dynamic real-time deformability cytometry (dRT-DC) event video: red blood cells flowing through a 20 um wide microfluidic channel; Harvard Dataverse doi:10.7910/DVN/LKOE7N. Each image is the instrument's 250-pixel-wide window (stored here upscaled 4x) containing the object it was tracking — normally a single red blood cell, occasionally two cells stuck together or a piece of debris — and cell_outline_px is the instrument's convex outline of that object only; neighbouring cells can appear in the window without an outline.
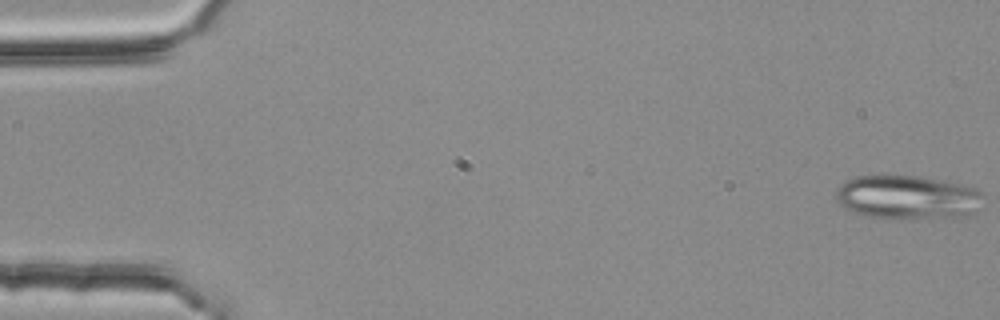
{"species": "common noctule bat (a hibernating species)", "species_latin": "Nyctalus noctula", "temperature_condition": "room temperature", "stored_images_in_passage": 5, "camera_frame_rate_fps": 3000, "um_per_image_px": 0.085, "animal": {"sex": "female", "body_mass_g": 25.1}, "frame": {"image": 1, "passage_image": 1, "time_ms": 0.0, "image_size_px": [1000, 320], "cell_outline_px": [[984, 208], [976, 212], [960, 216], [896, 220], [864, 216], [852, 212], [844, 208], [836, 200], [836, 192], [840, 184], [856, 176], [884, 172], [920, 176], [976, 188], [984, 192]], "centroid_in_image_um": [77.13, 16.75], "position_along_channel_um": 7.9, "area_um2": 39.25}}
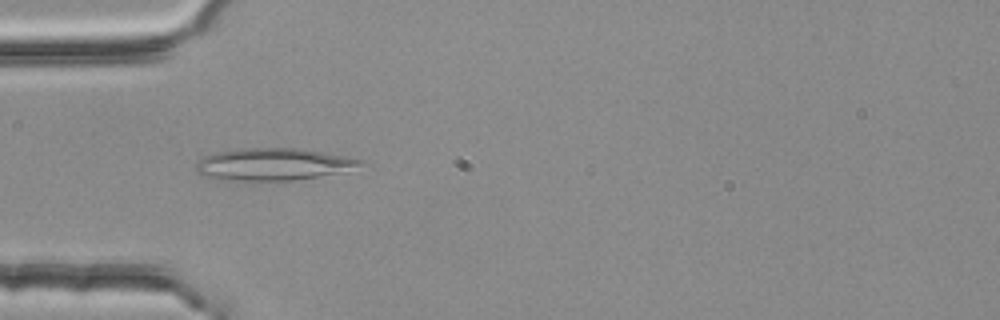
{"frame": {"image": 2, "passage_image": 5, "time_ms": 1.333, "image_size_px": [1000, 320], "cell_outline_px": [[364, 164], [336, 172], [296, 180], [216, 180], [204, 176], [196, 172], [196, 160], [212, 152], [236, 148], [300, 148], [324, 152], [364, 160]], "centroid_in_image_um": [23.09, 13.94], "position_along_channel_um": 61.9, "area_um2": 30.81}}